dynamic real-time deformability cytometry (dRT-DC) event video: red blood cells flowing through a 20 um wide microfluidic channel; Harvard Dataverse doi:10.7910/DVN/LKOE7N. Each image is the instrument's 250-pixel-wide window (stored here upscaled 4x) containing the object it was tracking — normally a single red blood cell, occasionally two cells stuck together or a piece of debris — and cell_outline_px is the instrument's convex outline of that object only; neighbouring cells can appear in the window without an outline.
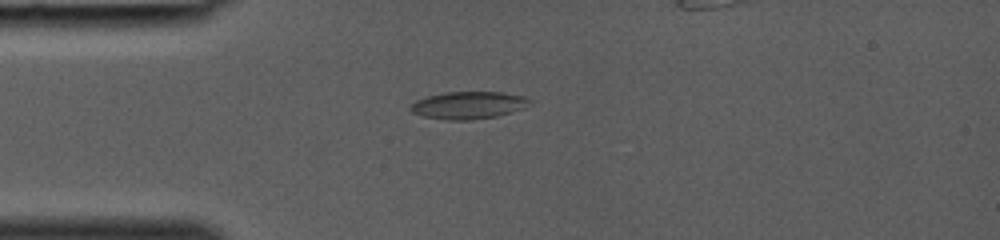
{"species": "common noctule bat (a hibernating species)", "species_latin": "Nyctalus noctula", "temperature_condition": "room temperature", "stored_images_in_passage": 25, "camera_frame_rate_fps": 3000, "um_per_image_px": 0.085, "animal": {"sex": "female", "body_mass_g": 19.0, "forearm_length_mm": 53.3}, "frame": {"image": 1, "passage_image": 1, "time_ms": 0.0, "image_size_px": [1000, 240], "cell_outline_px": [[532, 100], [524, 108], [496, 116], [472, 120], [444, 120], [424, 116], [412, 112], [408, 108], [416, 100], [428, 96], [444, 92], [500, 92], [524, 96]], "centroid_in_image_um": [39.8, 8.94], "position_along_channel_um": 45.2, "area_um2": 18.96}}
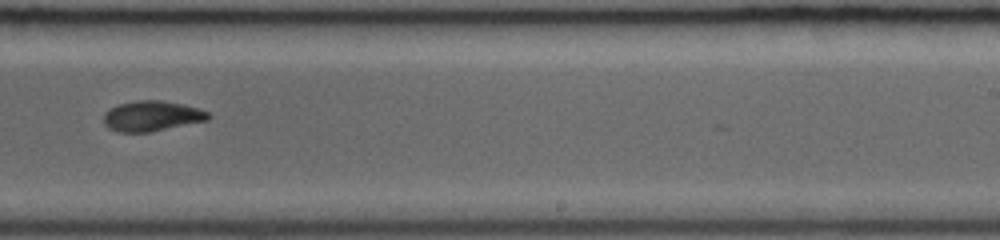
{"frame": {"image": 2, "passage_image": 15, "time_ms": 4.667, "image_size_px": [1000, 240], "cell_outline_px": [[212, 116], [208, 120], [148, 132], [120, 132], [108, 128], [104, 124], [104, 112], [116, 104], [140, 100], [160, 100], [184, 104], [208, 112]], "centroid_in_image_um": [12.88, 9.85], "position_along_channel_um": 276.1, "area_um2": 18.44}}
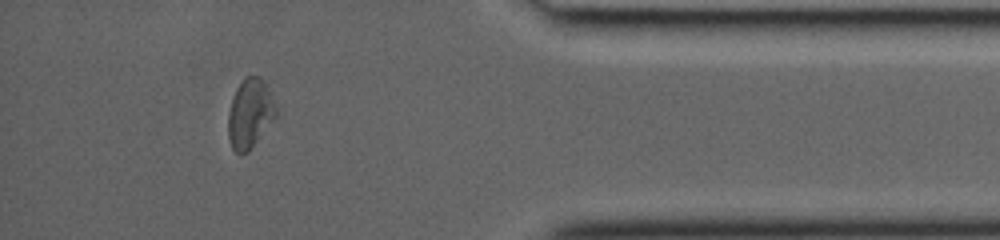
{"frame": {"image": 3, "passage_image": 24, "time_ms": 7.667, "image_size_px": [1000, 240], "cell_outline_px": [[280, 116], [248, 152], [240, 156], [232, 148], [228, 136], [228, 112], [232, 96], [236, 88], [244, 76], [260, 76], [264, 80], [280, 112]], "centroid_in_image_um": [21.29, 9.66], "position_along_channel_um": 413.9, "area_um2": 20.23}}